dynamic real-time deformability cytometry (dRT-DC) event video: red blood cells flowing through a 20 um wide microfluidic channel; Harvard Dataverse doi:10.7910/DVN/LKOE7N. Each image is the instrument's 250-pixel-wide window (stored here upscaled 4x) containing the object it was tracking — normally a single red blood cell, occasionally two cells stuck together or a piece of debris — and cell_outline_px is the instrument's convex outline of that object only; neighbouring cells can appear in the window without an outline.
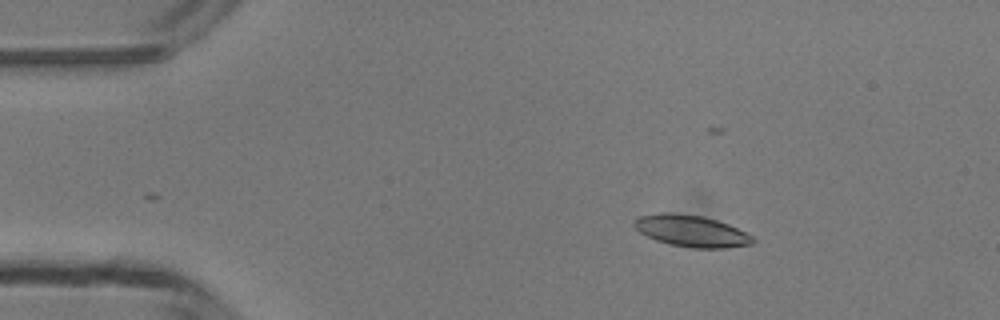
{"species": "common noctule bat (a hibernating species)", "species_latin": "Nyctalus noctula", "temperature_condition": "room temperature", "stored_images_in_passage": 3, "camera_frame_rate_fps": 3000, "um_per_image_px": 0.085, "animal": {"sex": "male", "body_mass_g": 13.3}, "frame": {"image": 1, "passage_image": 3, "time_ms": 2.333, "image_size_px": [1000, 320], "cell_outline_px": [[756, 240], [752, 244], [724, 248], [692, 248], [668, 244], [656, 240], [640, 232], [632, 224], [640, 216], [664, 212], [672, 212], [704, 216], [728, 224], [752, 236]], "centroid_in_image_um": [58.77, 19.63], "position_along_channel_um": 26.2, "area_um2": 21.73}}